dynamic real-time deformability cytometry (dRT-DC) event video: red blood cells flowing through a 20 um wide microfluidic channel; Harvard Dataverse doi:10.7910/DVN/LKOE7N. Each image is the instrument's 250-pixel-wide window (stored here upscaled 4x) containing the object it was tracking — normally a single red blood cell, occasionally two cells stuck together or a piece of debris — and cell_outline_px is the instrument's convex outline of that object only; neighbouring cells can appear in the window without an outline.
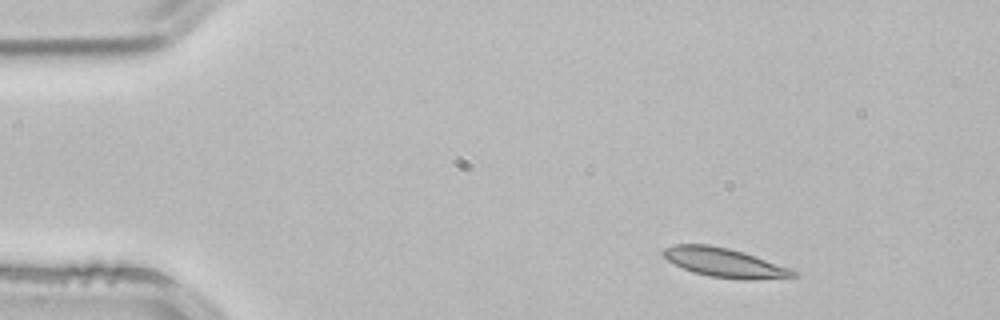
{"species": "common noctule bat (a hibernating species)", "species_latin": "Nyctalus noctula", "temperature_condition": "room temperature", "stored_images_in_passage": 2, "camera_frame_rate_fps": 3000, "um_per_image_px": 0.085, "animal": {"sex": "male", "body_mass_g": 21.5, "forearm_length_mm": 52.0}, "frame": {"image": 1, "passage_image": 1, "time_ms": 0.0, "image_size_px": [1000, 320], "cell_outline_px": [[800, 276], [752, 280], [744, 280], [708, 276], [692, 272], [668, 260], [660, 252], [664, 248], [672, 244], [708, 244], [728, 248], [744, 252], [800, 272]], "centroid_in_image_um": [61.59, 22.32], "position_along_channel_um": 23.4, "area_um2": 22.14}}